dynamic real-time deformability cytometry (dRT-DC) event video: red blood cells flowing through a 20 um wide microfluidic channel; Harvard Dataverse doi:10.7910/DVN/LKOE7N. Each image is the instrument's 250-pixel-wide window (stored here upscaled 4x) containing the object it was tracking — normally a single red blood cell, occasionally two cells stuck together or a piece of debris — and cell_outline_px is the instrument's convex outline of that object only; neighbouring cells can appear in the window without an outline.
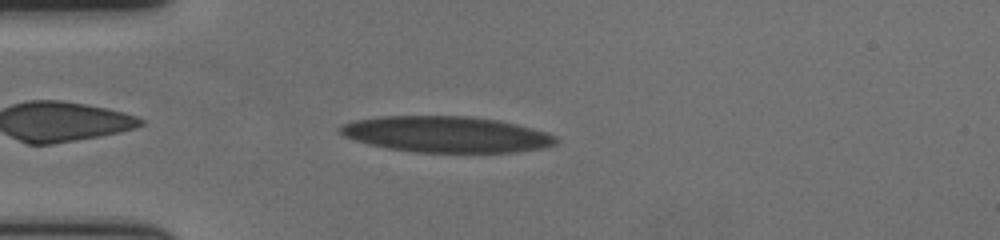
{"species": "human", "species_latin": "Homo sapiens", "temperature_condition": "cold", "stored_images_in_passage": 46, "camera_frame_rate_fps": 3000, "um_per_image_px": 0.085, "donor": {"sex": "female"}, "frame": {"image": 1, "passage_image": 3, "time_ms": 0.667, "image_size_px": [1000, 240], "cell_outline_px": [[560, 140], [556, 144], [540, 148], [516, 152], [416, 152], [388, 148], [368, 144], [344, 136], [340, 132], [340, 128], [344, 124], [356, 120], [380, 116], [468, 116], [496, 120], [516, 124], [544, 132], [556, 136]], "centroid_in_image_um": [37.94, 11.42], "position_along_channel_um": 47.1, "area_um2": 44.97}}
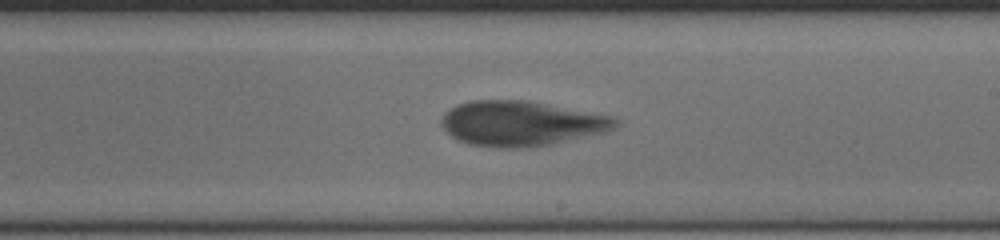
{"frame": {"image": 2, "passage_image": 22, "time_ms": 7.0, "image_size_px": [1000, 240], "cell_outline_px": [[620, 124], [604, 132], [552, 144], [520, 148], [492, 148], [468, 144], [452, 136], [440, 124], [440, 120], [444, 112], [456, 104], [472, 100], [528, 100], [612, 116], [620, 120]], "centroid_in_image_um": [44.27, 10.49], "position_along_channel_um": 244.7, "area_um2": 45.78}}
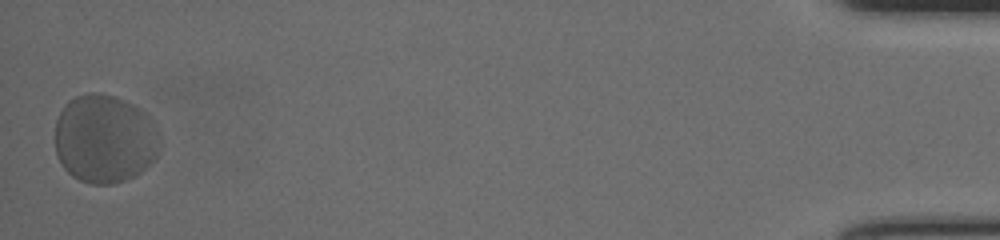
{"frame": {"image": 3, "passage_image": 46, "time_ms": 15.0, "image_size_px": [1000, 240], "cell_outline_px": [[156, 156], [140, 172], [124, 180], [112, 184], [88, 184], [72, 176], [60, 164], [56, 156], [56, 120], [64, 104], [68, 100], [76, 96], [88, 92], [100, 92], [116, 96], [140, 108], [148, 116], [156, 148]], "centroid_in_image_um": [8.78, 11.79], "position_along_channel_um": 426.4, "area_um2": 53.29}, "authors_computed_cell_mechanics": {"area_um2": 46.0666, "velocity_mm_per_s": 3.4173, "shape_relaxation_time_tau1_ms": 4.8801, "shape_relaxation_time_tau2_ms": null, "deformation_change_tau1": 0.1796, "deformation_change_tau2": null}}